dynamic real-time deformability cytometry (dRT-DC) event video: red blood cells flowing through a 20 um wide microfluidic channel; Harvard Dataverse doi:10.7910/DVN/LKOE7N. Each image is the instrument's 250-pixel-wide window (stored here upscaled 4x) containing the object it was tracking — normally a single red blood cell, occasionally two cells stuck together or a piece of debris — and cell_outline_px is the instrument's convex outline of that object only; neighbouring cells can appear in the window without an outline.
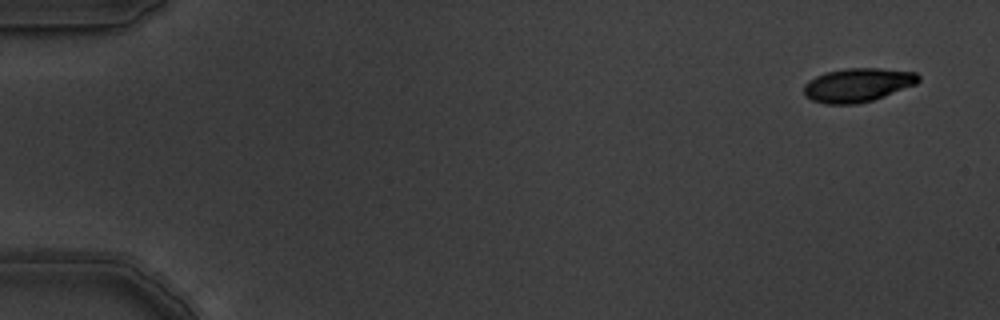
{"species": "common noctule bat (a hibernating species)", "species_latin": "Nyctalus noctula", "temperature_condition": "warm", "stored_images_in_passage": 4, "camera_frame_rate_fps": 3000, "um_per_image_px": 0.085, "animal": {"sex": "male", "body_mass_g": 19.5, "forearm_length_mm": 54.6}, "frame": {"image": 1, "passage_image": 1, "time_ms": 0.0, "image_size_px": [1000, 320], "cell_outline_px": [[920, 80], [916, 84], [884, 96], [872, 100], [856, 104], [824, 104], [812, 100], [804, 96], [804, 84], [808, 80], [816, 76], [828, 72], [848, 68], [876, 68], [916, 72], [920, 76]], "centroid_in_image_um": [72.89, 7.23], "position_along_channel_um": 12.1, "area_um2": 22.48}}
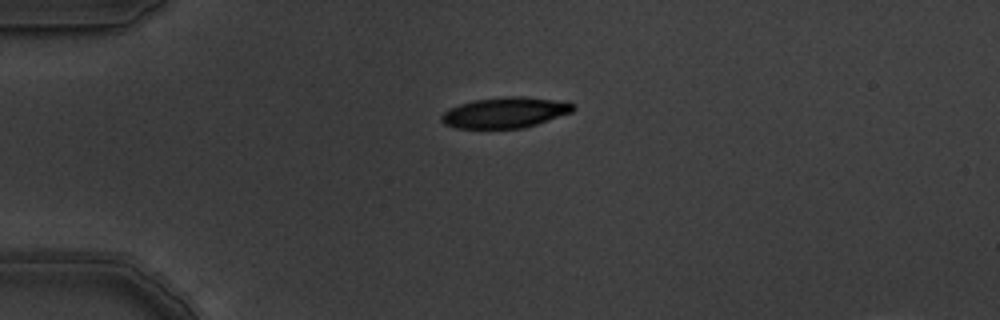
{"frame": {"image": 2, "passage_image": 4, "time_ms": 1.0, "image_size_px": [1000, 320], "cell_outline_px": [[576, 108], [572, 112], [524, 128], [456, 128], [444, 124], [440, 120], [440, 116], [448, 108], [460, 104], [476, 100], [508, 96], [524, 96], [552, 100], [576, 104]], "centroid_in_image_um": [42.91, 9.57], "position_along_channel_um": 42.1, "area_um2": 23.41}}